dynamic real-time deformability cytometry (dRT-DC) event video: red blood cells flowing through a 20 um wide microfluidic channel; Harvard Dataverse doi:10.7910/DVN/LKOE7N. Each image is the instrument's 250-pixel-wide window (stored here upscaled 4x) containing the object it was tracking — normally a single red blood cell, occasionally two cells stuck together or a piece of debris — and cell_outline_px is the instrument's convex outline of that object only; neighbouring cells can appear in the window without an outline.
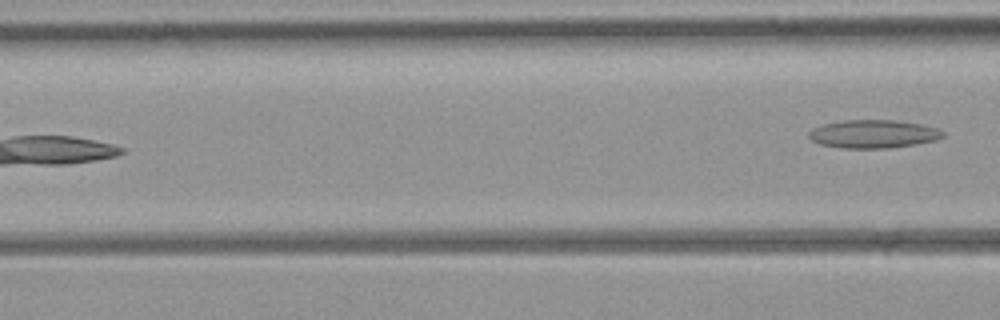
{"species": "common noctule bat (a hibernating species)", "species_latin": "Nyctalus noctula", "temperature_condition": "room temperature", "stored_images_in_passage": 6, "camera_frame_rate_fps": 3000, "um_per_image_px": 0.085, "animal": {"sex": "female", "body_mass_g": 21.9}, "frame": {"image": 1, "passage_image": 6, "time_ms": 5.667, "image_size_px": [1000, 320], "cell_outline_px": [[944, 136], [936, 140], [916, 144], [888, 148], [840, 148], [820, 144], [812, 140], [808, 136], [808, 132], [812, 128], [820, 124], [840, 120], [896, 120], [920, 124], [936, 128], [944, 132]], "centroid_in_image_um": [74.19, 11.38], "position_along_channel_um": 92.4, "area_um2": 22.2}}